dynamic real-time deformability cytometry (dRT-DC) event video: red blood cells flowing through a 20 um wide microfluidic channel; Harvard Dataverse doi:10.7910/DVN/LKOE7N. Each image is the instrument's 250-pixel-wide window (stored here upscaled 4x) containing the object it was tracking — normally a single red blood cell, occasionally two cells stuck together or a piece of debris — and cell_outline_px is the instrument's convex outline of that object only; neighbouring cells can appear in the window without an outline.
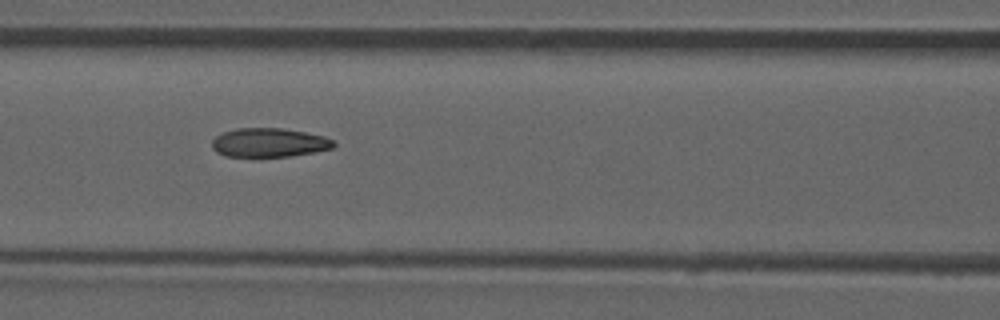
{"species": "common noctule bat (a hibernating species)", "species_latin": "Nyctalus noctula", "temperature_condition": "room temperature", "stored_images_in_passage": 36, "camera_frame_rate_fps": 3000, "um_per_image_px": 0.085, "animal": {"sex": "male", "forearm_length_mm": 52.5}, "frame": {"image": 1, "passage_image": 6, "time_ms": 1.667, "image_size_px": [1000, 320], "cell_outline_px": [[336, 144], [332, 148], [312, 152], [288, 156], [224, 156], [216, 152], [212, 148], [212, 140], [216, 136], [224, 132], [236, 128], [280, 128], [304, 132], [324, 136], [332, 140]], "centroid_in_image_um": [22.84, 12.11], "position_along_channel_um": 143.8, "area_um2": 20.29}}